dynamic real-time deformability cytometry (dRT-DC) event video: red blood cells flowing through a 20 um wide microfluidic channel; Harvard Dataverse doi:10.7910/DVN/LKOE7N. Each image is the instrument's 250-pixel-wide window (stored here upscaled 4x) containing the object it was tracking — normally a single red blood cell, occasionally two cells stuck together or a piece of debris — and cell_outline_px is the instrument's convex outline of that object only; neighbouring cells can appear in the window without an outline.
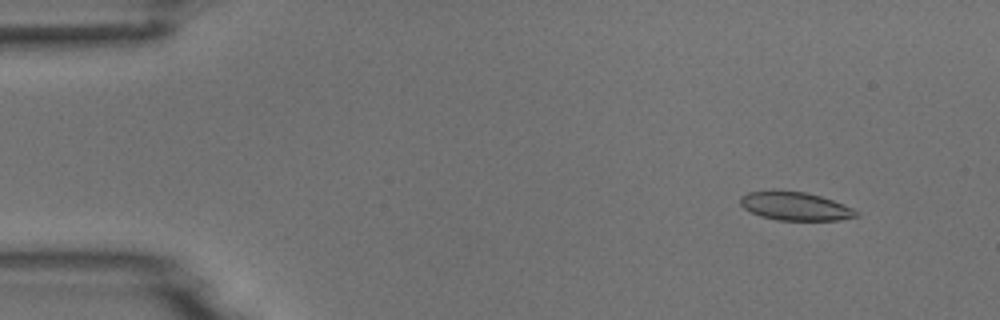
{"species": "common noctule bat (a hibernating species)", "species_latin": "Nyctalus noctula", "temperature_condition": "room temperature", "stored_images_in_passage": 4, "camera_frame_rate_fps": 3000, "um_per_image_px": 0.085, "animal": {"sex": "male", "body_mass_g": 18.8}, "frame": {"image": 1, "passage_image": 2, "time_ms": 1.333, "image_size_px": [1000, 320], "cell_outline_px": [[860, 216], [840, 220], [776, 220], [760, 216], [744, 208], [740, 204], [740, 196], [748, 192], [804, 192], [820, 196], [832, 200], [852, 208], [860, 212]], "centroid_in_image_um": [67.63, 17.56], "position_along_channel_um": 17.4, "area_um2": 18.79}}